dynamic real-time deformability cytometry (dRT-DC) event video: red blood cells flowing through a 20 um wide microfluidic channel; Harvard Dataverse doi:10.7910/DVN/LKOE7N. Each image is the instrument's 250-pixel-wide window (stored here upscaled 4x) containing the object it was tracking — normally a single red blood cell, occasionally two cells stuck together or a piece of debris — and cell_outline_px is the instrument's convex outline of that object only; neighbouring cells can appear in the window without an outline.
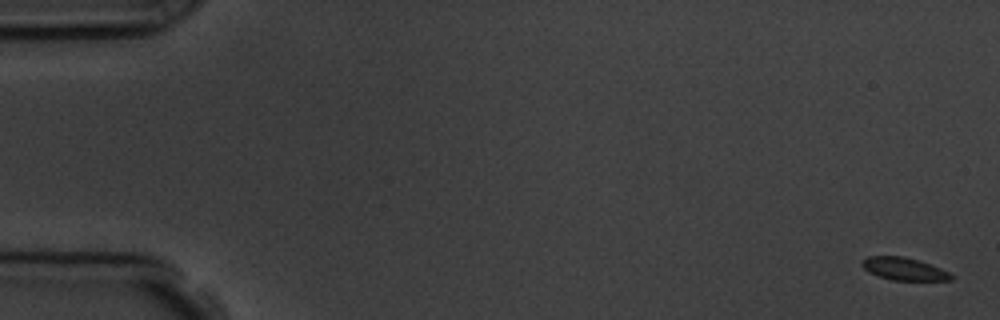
{"species": "common noctule bat (a hibernating species)", "species_latin": "Nyctalus noctula", "temperature_condition": "room temperature", "stored_images_in_passage": 8, "camera_frame_rate_fps": 3000, "um_per_image_px": 0.085, "animal": {"sex": "male", "body_mass_g": 19.5, "forearm_length_mm": 54.6}, "frame": {"image": 1, "passage_image": 1, "time_ms": 0.0, "image_size_px": [1000, 320], "cell_outline_px": [[952, 280], [892, 280], [868, 272], [860, 264], [860, 260], [868, 256], [904, 256], [940, 268], [948, 272], [952, 276]], "centroid_in_image_um": [76.77, 22.84], "position_along_channel_um": 8.2, "area_um2": 11.56}}
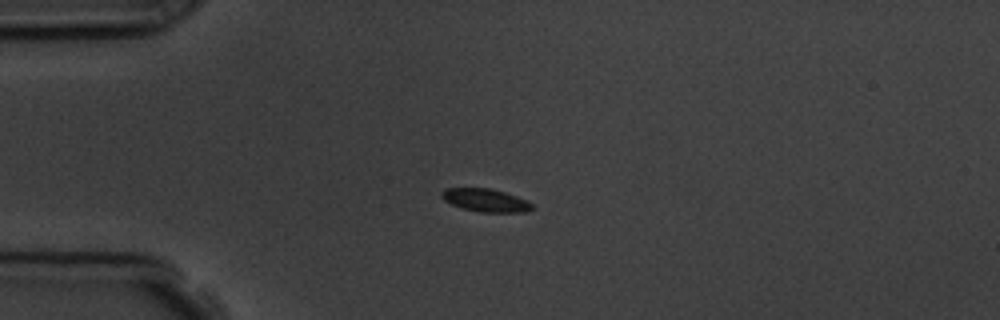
{"frame": {"image": 2, "passage_image": 4, "time_ms": 4.333, "image_size_px": [1000, 320], "cell_outline_px": [[536, 208], [524, 212], [480, 212], [464, 208], [452, 204], [444, 200], [440, 196], [440, 192], [444, 188], [492, 188], [528, 200]], "centroid_in_image_um": [41.29, 17.01], "position_along_channel_um": 43.7, "area_um2": 12.2}}
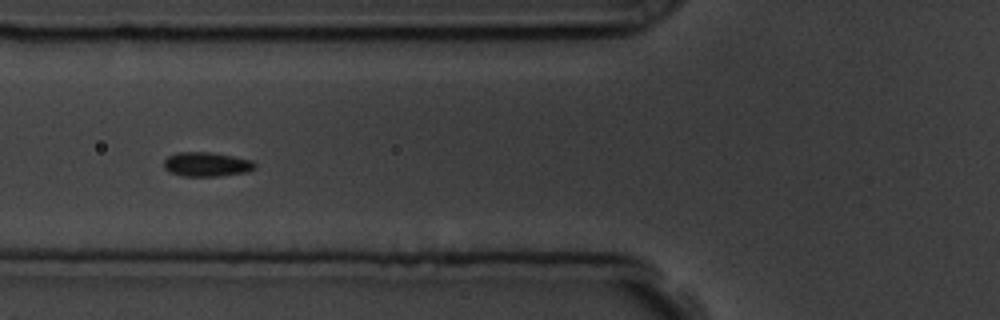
{"frame": {"image": 3, "passage_image": 6, "time_ms": 6.667, "image_size_px": [1000, 320], "cell_outline_px": [[256, 168], [248, 172], [220, 176], [184, 176], [172, 172], [164, 168], [164, 160], [168, 156], [176, 152], [212, 152], [252, 160], [256, 164]], "centroid_in_image_um": [17.59, 13.96], "position_along_channel_um": 108.2, "area_um2": 12.95}}